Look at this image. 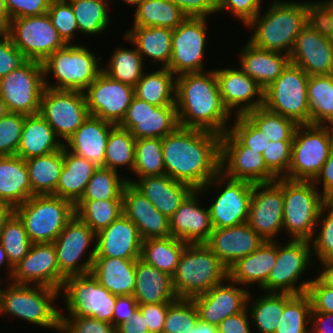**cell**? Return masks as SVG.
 I'll return each mask as SVG.
<instances>
[{"label": "cell", "mask_w": 333, "mask_h": 333, "mask_svg": "<svg viewBox=\"0 0 333 333\" xmlns=\"http://www.w3.org/2000/svg\"><path fill=\"white\" fill-rule=\"evenodd\" d=\"M220 141L217 133L179 126L162 138L165 174L201 189L220 172Z\"/></svg>", "instance_id": "6da1fadb"}, {"label": "cell", "mask_w": 333, "mask_h": 333, "mask_svg": "<svg viewBox=\"0 0 333 333\" xmlns=\"http://www.w3.org/2000/svg\"><path fill=\"white\" fill-rule=\"evenodd\" d=\"M175 106L182 128L201 129L221 136L230 129L228 122L232 115L222 102L214 69L177 76Z\"/></svg>", "instance_id": "7a4b0ae2"}, {"label": "cell", "mask_w": 333, "mask_h": 333, "mask_svg": "<svg viewBox=\"0 0 333 333\" xmlns=\"http://www.w3.org/2000/svg\"><path fill=\"white\" fill-rule=\"evenodd\" d=\"M263 13L260 11L245 26L253 31L248 41L256 48L290 55L307 25L306 1L274 0Z\"/></svg>", "instance_id": "3957f363"}, {"label": "cell", "mask_w": 333, "mask_h": 333, "mask_svg": "<svg viewBox=\"0 0 333 333\" xmlns=\"http://www.w3.org/2000/svg\"><path fill=\"white\" fill-rule=\"evenodd\" d=\"M9 285V286H8ZM0 291V315H11L29 324L59 333L61 310L55 301L60 290L39 285L16 284L9 281Z\"/></svg>", "instance_id": "277c9868"}, {"label": "cell", "mask_w": 333, "mask_h": 333, "mask_svg": "<svg viewBox=\"0 0 333 333\" xmlns=\"http://www.w3.org/2000/svg\"><path fill=\"white\" fill-rule=\"evenodd\" d=\"M86 46L79 43L67 44L42 62L46 88L82 92L88 88L102 72L100 65L103 60ZM52 77L56 83L51 81Z\"/></svg>", "instance_id": "5b68a950"}, {"label": "cell", "mask_w": 333, "mask_h": 333, "mask_svg": "<svg viewBox=\"0 0 333 333\" xmlns=\"http://www.w3.org/2000/svg\"><path fill=\"white\" fill-rule=\"evenodd\" d=\"M228 277V268L204 243H199L185 247L172 282L178 298L191 299L208 292Z\"/></svg>", "instance_id": "8992f818"}, {"label": "cell", "mask_w": 333, "mask_h": 333, "mask_svg": "<svg viewBox=\"0 0 333 333\" xmlns=\"http://www.w3.org/2000/svg\"><path fill=\"white\" fill-rule=\"evenodd\" d=\"M32 244L53 243L75 215V205L61 197L33 195L14 209Z\"/></svg>", "instance_id": "52a82bcc"}, {"label": "cell", "mask_w": 333, "mask_h": 333, "mask_svg": "<svg viewBox=\"0 0 333 333\" xmlns=\"http://www.w3.org/2000/svg\"><path fill=\"white\" fill-rule=\"evenodd\" d=\"M283 230L293 240L310 241L323 207L312 181L283 178Z\"/></svg>", "instance_id": "ba28073f"}, {"label": "cell", "mask_w": 333, "mask_h": 333, "mask_svg": "<svg viewBox=\"0 0 333 333\" xmlns=\"http://www.w3.org/2000/svg\"><path fill=\"white\" fill-rule=\"evenodd\" d=\"M332 146L333 126L298 125L292 142L291 163L284 178L313 181L327 161Z\"/></svg>", "instance_id": "9c48e42d"}, {"label": "cell", "mask_w": 333, "mask_h": 333, "mask_svg": "<svg viewBox=\"0 0 333 333\" xmlns=\"http://www.w3.org/2000/svg\"><path fill=\"white\" fill-rule=\"evenodd\" d=\"M280 242L281 240L277 241V258L273 269L260 289L263 292L304 294L312 278H307L306 281L301 278L305 277L310 265H315L310 241L288 239L286 243Z\"/></svg>", "instance_id": "30bf717a"}, {"label": "cell", "mask_w": 333, "mask_h": 333, "mask_svg": "<svg viewBox=\"0 0 333 333\" xmlns=\"http://www.w3.org/2000/svg\"><path fill=\"white\" fill-rule=\"evenodd\" d=\"M65 311L61 316L95 317L112 324L116 295L111 294L91 274L67 277L60 290ZM67 309V310H66Z\"/></svg>", "instance_id": "8fae6325"}, {"label": "cell", "mask_w": 333, "mask_h": 333, "mask_svg": "<svg viewBox=\"0 0 333 333\" xmlns=\"http://www.w3.org/2000/svg\"><path fill=\"white\" fill-rule=\"evenodd\" d=\"M309 75L300 67L289 64L283 73L263 90V106L298 125L310 124L307 99Z\"/></svg>", "instance_id": "7c38bea8"}, {"label": "cell", "mask_w": 333, "mask_h": 333, "mask_svg": "<svg viewBox=\"0 0 333 333\" xmlns=\"http://www.w3.org/2000/svg\"><path fill=\"white\" fill-rule=\"evenodd\" d=\"M253 185L247 181L228 178L219 172L200 189L203 195L209 190H216V193L219 191L216 198L212 199V204L208 206L213 228L222 229L248 221ZM218 188L220 190H217Z\"/></svg>", "instance_id": "4fadbf2b"}, {"label": "cell", "mask_w": 333, "mask_h": 333, "mask_svg": "<svg viewBox=\"0 0 333 333\" xmlns=\"http://www.w3.org/2000/svg\"><path fill=\"white\" fill-rule=\"evenodd\" d=\"M43 63L27 60L0 79V96L10 112L38 114L45 87Z\"/></svg>", "instance_id": "5bb4252c"}, {"label": "cell", "mask_w": 333, "mask_h": 333, "mask_svg": "<svg viewBox=\"0 0 333 333\" xmlns=\"http://www.w3.org/2000/svg\"><path fill=\"white\" fill-rule=\"evenodd\" d=\"M53 244L58 267L66 278L91 273L96 252V233L76 215L67 223ZM89 247L92 248L90 251Z\"/></svg>", "instance_id": "9a60e30c"}, {"label": "cell", "mask_w": 333, "mask_h": 333, "mask_svg": "<svg viewBox=\"0 0 333 333\" xmlns=\"http://www.w3.org/2000/svg\"><path fill=\"white\" fill-rule=\"evenodd\" d=\"M6 33L27 60L44 62L52 53L67 45L48 14L13 18Z\"/></svg>", "instance_id": "2e32d148"}, {"label": "cell", "mask_w": 333, "mask_h": 333, "mask_svg": "<svg viewBox=\"0 0 333 333\" xmlns=\"http://www.w3.org/2000/svg\"><path fill=\"white\" fill-rule=\"evenodd\" d=\"M39 114L64 144L90 116L85 93L45 88Z\"/></svg>", "instance_id": "e0dca14e"}, {"label": "cell", "mask_w": 333, "mask_h": 333, "mask_svg": "<svg viewBox=\"0 0 333 333\" xmlns=\"http://www.w3.org/2000/svg\"><path fill=\"white\" fill-rule=\"evenodd\" d=\"M207 18L186 17L172 32V52L168 68L176 77L185 73L205 72Z\"/></svg>", "instance_id": "ac0fdd59"}, {"label": "cell", "mask_w": 333, "mask_h": 333, "mask_svg": "<svg viewBox=\"0 0 333 333\" xmlns=\"http://www.w3.org/2000/svg\"><path fill=\"white\" fill-rule=\"evenodd\" d=\"M283 178L253 185L247 223L265 241H278L283 230Z\"/></svg>", "instance_id": "d6986e66"}, {"label": "cell", "mask_w": 333, "mask_h": 333, "mask_svg": "<svg viewBox=\"0 0 333 333\" xmlns=\"http://www.w3.org/2000/svg\"><path fill=\"white\" fill-rule=\"evenodd\" d=\"M220 172L228 178L253 184L277 179L267 168L263 155L245 147L229 130L221 136Z\"/></svg>", "instance_id": "ffe728a7"}, {"label": "cell", "mask_w": 333, "mask_h": 333, "mask_svg": "<svg viewBox=\"0 0 333 333\" xmlns=\"http://www.w3.org/2000/svg\"><path fill=\"white\" fill-rule=\"evenodd\" d=\"M118 126L135 139L163 138L179 127L176 106H156L134 96Z\"/></svg>", "instance_id": "44dd1931"}, {"label": "cell", "mask_w": 333, "mask_h": 333, "mask_svg": "<svg viewBox=\"0 0 333 333\" xmlns=\"http://www.w3.org/2000/svg\"><path fill=\"white\" fill-rule=\"evenodd\" d=\"M89 114L118 125L124 118L134 87L114 80L103 71L84 91Z\"/></svg>", "instance_id": "7402d4cb"}, {"label": "cell", "mask_w": 333, "mask_h": 333, "mask_svg": "<svg viewBox=\"0 0 333 333\" xmlns=\"http://www.w3.org/2000/svg\"><path fill=\"white\" fill-rule=\"evenodd\" d=\"M66 277L57 264L53 243L31 244L27 255L13 268L10 281L16 284L39 285L61 290Z\"/></svg>", "instance_id": "603a6c76"}, {"label": "cell", "mask_w": 333, "mask_h": 333, "mask_svg": "<svg viewBox=\"0 0 333 333\" xmlns=\"http://www.w3.org/2000/svg\"><path fill=\"white\" fill-rule=\"evenodd\" d=\"M240 286L228 277L208 292L191 298L199 319L218 326L225 318L243 311L246 308L249 289Z\"/></svg>", "instance_id": "cb8c5ba5"}, {"label": "cell", "mask_w": 333, "mask_h": 333, "mask_svg": "<svg viewBox=\"0 0 333 333\" xmlns=\"http://www.w3.org/2000/svg\"><path fill=\"white\" fill-rule=\"evenodd\" d=\"M214 70L222 102L232 117L233 112L240 116L263 106V89L250 76L237 67Z\"/></svg>", "instance_id": "d4e9b609"}, {"label": "cell", "mask_w": 333, "mask_h": 333, "mask_svg": "<svg viewBox=\"0 0 333 333\" xmlns=\"http://www.w3.org/2000/svg\"><path fill=\"white\" fill-rule=\"evenodd\" d=\"M200 189H193L169 218L171 236L187 244L205 243L212 232L210 210L202 206Z\"/></svg>", "instance_id": "484cf974"}, {"label": "cell", "mask_w": 333, "mask_h": 333, "mask_svg": "<svg viewBox=\"0 0 333 333\" xmlns=\"http://www.w3.org/2000/svg\"><path fill=\"white\" fill-rule=\"evenodd\" d=\"M265 240L249 224L216 229L204 243L229 269L240 258L256 251Z\"/></svg>", "instance_id": "4316f807"}, {"label": "cell", "mask_w": 333, "mask_h": 333, "mask_svg": "<svg viewBox=\"0 0 333 333\" xmlns=\"http://www.w3.org/2000/svg\"><path fill=\"white\" fill-rule=\"evenodd\" d=\"M291 64L309 76L333 74V45L329 38L306 25L296 38L290 53Z\"/></svg>", "instance_id": "83f0119b"}, {"label": "cell", "mask_w": 333, "mask_h": 333, "mask_svg": "<svg viewBox=\"0 0 333 333\" xmlns=\"http://www.w3.org/2000/svg\"><path fill=\"white\" fill-rule=\"evenodd\" d=\"M122 199L123 214L136 225L143 241L171 236L169 218L131 183L124 186Z\"/></svg>", "instance_id": "f1b7e54d"}, {"label": "cell", "mask_w": 333, "mask_h": 333, "mask_svg": "<svg viewBox=\"0 0 333 333\" xmlns=\"http://www.w3.org/2000/svg\"><path fill=\"white\" fill-rule=\"evenodd\" d=\"M142 242L136 225L121 214L96 234L95 257L138 259Z\"/></svg>", "instance_id": "f546056e"}, {"label": "cell", "mask_w": 333, "mask_h": 333, "mask_svg": "<svg viewBox=\"0 0 333 333\" xmlns=\"http://www.w3.org/2000/svg\"><path fill=\"white\" fill-rule=\"evenodd\" d=\"M116 125L90 115L63 144L70 152L92 162L97 168L105 167V153L110 131Z\"/></svg>", "instance_id": "4dcf8cb0"}, {"label": "cell", "mask_w": 333, "mask_h": 333, "mask_svg": "<svg viewBox=\"0 0 333 333\" xmlns=\"http://www.w3.org/2000/svg\"><path fill=\"white\" fill-rule=\"evenodd\" d=\"M239 70L250 76L265 90L291 63L290 56L280 52L256 48L249 41L240 50Z\"/></svg>", "instance_id": "1f68e13d"}, {"label": "cell", "mask_w": 333, "mask_h": 333, "mask_svg": "<svg viewBox=\"0 0 333 333\" xmlns=\"http://www.w3.org/2000/svg\"><path fill=\"white\" fill-rule=\"evenodd\" d=\"M127 183H131L168 218L177 211L181 202L193 190L189 185L175 181L166 174L141 177L137 180L127 177Z\"/></svg>", "instance_id": "d6a6232c"}, {"label": "cell", "mask_w": 333, "mask_h": 333, "mask_svg": "<svg viewBox=\"0 0 333 333\" xmlns=\"http://www.w3.org/2000/svg\"><path fill=\"white\" fill-rule=\"evenodd\" d=\"M135 278L133 296L138 305L172 303L178 299L172 276L147 264L141 258L136 260Z\"/></svg>", "instance_id": "836d02e7"}, {"label": "cell", "mask_w": 333, "mask_h": 333, "mask_svg": "<svg viewBox=\"0 0 333 333\" xmlns=\"http://www.w3.org/2000/svg\"><path fill=\"white\" fill-rule=\"evenodd\" d=\"M276 258L277 241H265L256 251L240 258L228 269L229 278L241 286L256 284L260 289L267 282Z\"/></svg>", "instance_id": "e575fe53"}, {"label": "cell", "mask_w": 333, "mask_h": 333, "mask_svg": "<svg viewBox=\"0 0 333 333\" xmlns=\"http://www.w3.org/2000/svg\"><path fill=\"white\" fill-rule=\"evenodd\" d=\"M137 259L94 257L91 274L111 294L133 295Z\"/></svg>", "instance_id": "d590c367"}, {"label": "cell", "mask_w": 333, "mask_h": 333, "mask_svg": "<svg viewBox=\"0 0 333 333\" xmlns=\"http://www.w3.org/2000/svg\"><path fill=\"white\" fill-rule=\"evenodd\" d=\"M172 32L173 29L163 27H132L123 36L136 46L144 63L151 58L155 66L166 68L171 60Z\"/></svg>", "instance_id": "8d00e7d4"}, {"label": "cell", "mask_w": 333, "mask_h": 333, "mask_svg": "<svg viewBox=\"0 0 333 333\" xmlns=\"http://www.w3.org/2000/svg\"><path fill=\"white\" fill-rule=\"evenodd\" d=\"M30 197L26 161L17 155L0 156V201L15 209Z\"/></svg>", "instance_id": "74e56055"}, {"label": "cell", "mask_w": 333, "mask_h": 333, "mask_svg": "<svg viewBox=\"0 0 333 333\" xmlns=\"http://www.w3.org/2000/svg\"><path fill=\"white\" fill-rule=\"evenodd\" d=\"M63 147L47 121L38 113L25 115L17 156L24 160L56 152Z\"/></svg>", "instance_id": "f35d334b"}, {"label": "cell", "mask_w": 333, "mask_h": 333, "mask_svg": "<svg viewBox=\"0 0 333 333\" xmlns=\"http://www.w3.org/2000/svg\"><path fill=\"white\" fill-rule=\"evenodd\" d=\"M97 167L64 147V164L56 190L52 195L69 200L74 205L81 199Z\"/></svg>", "instance_id": "ab89813d"}, {"label": "cell", "mask_w": 333, "mask_h": 333, "mask_svg": "<svg viewBox=\"0 0 333 333\" xmlns=\"http://www.w3.org/2000/svg\"><path fill=\"white\" fill-rule=\"evenodd\" d=\"M25 161L29 173L31 197L53 194L64 164V146L56 152Z\"/></svg>", "instance_id": "60d3db41"}, {"label": "cell", "mask_w": 333, "mask_h": 333, "mask_svg": "<svg viewBox=\"0 0 333 333\" xmlns=\"http://www.w3.org/2000/svg\"><path fill=\"white\" fill-rule=\"evenodd\" d=\"M175 79L168 68L144 72L134 86V94L156 106H175Z\"/></svg>", "instance_id": "b9f144b4"}, {"label": "cell", "mask_w": 333, "mask_h": 333, "mask_svg": "<svg viewBox=\"0 0 333 333\" xmlns=\"http://www.w3.org/2000/svg\"><path fill=\"white\" fill-rule=\"evenodd\" d=\"M134 12L132 27L175 29L187 17L169 0H141Z\"/></svg>", "instance_id": "7bdbcfd3"}, {"label": "cell", "mask_w": 333, "mask_h": 333, "mask_svg": "<svg viewBox=\"0 0 333 333\" xmlns=\"http://www.w3.org/2000/svg\"><path fill=\"white\" fill-rule=\"evenodd\" d=\"M251 295L250 291L246 308L252 327H255L256 332L259 333H275L284 311V293L264 292L256 299H253Z\"/></svg>", "instance_id": "ee69618b"}, {"label": "cell", "mask_w": 333, "mask_h": 333, "mask_svg": "<svg viewBox=\"0 0 333 333\" xmlns=\"http://www.w3.org/2000/svg\"><path fill=\"white\" fill-rule=\"evenodd\" d=\"M307 99L310 124L333 126V74L309 76Z\"/></svg>", "instance_id": "f6af8a7d"}, {"label": "cell", "mask_w": 333, "mask_h": 333, "mask_svg": "<svg viewBox=\"0 0 333 333\" xmlns=\"http://www.w3.org/2000/svg\"><path fill=\"white\" fill-rule=\"evenodd\" d=\"M187 245L184 241L172 236L146 239L142 242L140 258L172 276Z\"/></svg>", "instance_id": "bcb514c9"}, {"label": "cell", "mask_w": 333, "mask_h": 333, "mask_svg": "<svg viewBox=\"0 0 333 333\" xmlns=\"http://www.w3.org/2000/svg\"><path fill=\"white\" fill-rule=\"evenodd\" d=\"M144 64L136 46L134 48L119 46L113 51L107 65L102 67V71L110 78L134 87L142 78L145 67L148 68Z\"/></svg>", "instance_id": "7dc6e473"}, {"label": "cell", "mask_w": 333, "mask_h": 333, "mask_svg": "<svg viewBox=\"0 0 333 333\" xmlns=\"http://www.w3.org/2000/svg\"><path fill=\"white\" fill-rule=\"evenodd\" d=\"M80 35H99L110 27V0H69Z\"/></svg>", "instance_id": "c3c4849f"}, {"label": "cell", "mask_w": 333, "mask_h": 333, "mask_svg": "<svg viewBox=\"0 0 333 333\" xmlns=\"http://www.w3.org/2000/svg\"><path fill=\"white\" fill-rule=\"evenodd\" d=\"M311 311V301L306 293H284V311L275 333H308Z\"/></svg>", "instance_id": "681fc988"}, {"label": "cell", "mask_w": 333, "mask_h": 333, "mask_svg": "<svg viewBox=\"0 0 333 333\" xmlns=\"http://www.w3.org/2000/svg\"><path fill=\"white\" fill-rule=\"evenodd\" d=\"M123 214V200H79L75 215L96 234Z\"/></svg>", "instance_id": "f907efd6"}, {"label": "cell", "mask_w": 333, "mask_h": 333, "mask_svg": "<svg viewBox=\"0 0 333 333\" xmlns=\"http://www.w3.org/2000/svg\"><path fill=\"white\" fill-rule=\"evenodd\" d=\"M270 142L293 141L298 124L264 106L244 115Z\"/></svg>", "instance_id": "816d5d0a"}, {"label": "cell", "mask_w": 333, "mask_h": 333, "mask_svg": "<svg viewBox=\"0 0 333 333\" xmlns=\"http://www.w3.org/2000/svg\"><path fill=\"white\" fill-rule=\"evenodd\" d=\"M136 139L129 130L116 125L108 136L105 153V168L118 171L119 168L133 171ZM127 167V168H125Z\"/></svg>", "instance_id": "f5cc1de1"}, {"label": "cell", "mask_w": 333, "mask_h": 333, "mask_svg": "<svg viewBox=\"0 0 333 333\" xmlns=\"http://www.w3.org/2000/svg\"><path fill=\"white\" fill-rule=\"evenodd\" d=\"M105 167L97 168L80 200H123L122 192L127 178L120 173Z\"/></svg>", "instance_id": "db71d44e"}, {"label": "cell", "mask_w": 333, "mask_h": 333, "mask_svg": "<svg viewBox=\"0 0 333 333\" xmlns=\"http://www.w3.org/2000/svg\"><path fill=\"white\" fill-rule=\"evenodd\" d=\"M138 178L165 174L162 138H141L135 142L133 171Z\"/></svg>", "instance_id": "11a10c76"}, {"label": "cell", "mask_w": 333, "mask_h": 333, "mask_svg": "<svg viewBox=\"0 0 333 333\" xmlns=\"http://www.w3.org/2000/svg\"><path fill=\"white\" fill-rule=\"evenodd\" d=\"M0 244L10 264L16 266L28 253L31 241L19 216L13 212L0 230Z\"/></svg>", "instance_id": "9f6ffc18"}, {"label": "cell", "mask_w": 333, "mask_h": 333, "mask_svg": "<svg viewBox=\"0 0 333 333\" xmlns=\"http://www.w3.org/2000/svg\"><path fill=\"white\" fill-rule=\"evenodd\" d=\"M198 319L193 300L178 298L168 306L163 333H187Z\"/></svg>", "instance_id": "6f0895ef"}, {"label": "cell", "mask_w": 333, "mask_h": 333, "mask_svg": "<svg viewBox=\"0 0 333 333\" xmlns=\"http://www.w3.org/2000/svg\"><path fill=\"white\" fill-rule=\"evenodd\" d=\"M310 244L312 256L316 257L313 259L319 262L333 259V213L325 210L323 207L320 211Z\"/></svg>", "instance_id": "680465c9"}, {"label": "cell", "mask_w": 333, "mask_h": 333, "mask_svg": "<svg viewBox=\"0 0 333 333\" xmlns=\"http://www.w3.org/2000/svg\"><path fill=\"white\" fill-rule=\"evenodd\" d=\"M47 14L62 40L66 44H74V38L80 32L70 2L51 0Z\"/></svg>", "instance_id": "91938a15"}, {"label": "cell", "mask_w": 333, "mask_h": 333, "mask_svg": "<svg viewBox=\"0 0 333 333\" xmlns=\"http://www.w3.org/2000/svg\"><path fill=\"white\" fill-rule=\"evenodd\" d=\"M25 115L9 112L0 119V156H13L21 140Z\"/></svg>", "instance_id": "94428289"}, {"label": "cell", "mask_w": 333, "mask_h": 333, "mask_svg": "<svg viewBox=\"0 0 333 333\" xmlns=\"http://www.w3.org/2000/svg\"><path fill=\"white\" fill-rule=\"evenodd\" d=\"M306 23L330 39L333 31V0L306 1Z\"/></svg>", "instance_id": "6125c7cd"}, {"label": "cell", "mask_w": 333, "mask_h": 333, "mask_svg": "<svg viewBox=\"0 0 333 333\" xmlns=\"http://www.w3.org/2000/svg\"><path fill=\"white\" fill-rule=\"evenodd\" d=\"M229 131L247 148L263 154L270 141L244 115L235 116Z\"/></svg>", "instance_id": "be15d7a7"}, {"label": "cell", "mask_w": 333, "mask_h": 333, "mask_svg": "<svg viewBox=\"0 0 333 333\" xmlns=\"http://www.w3.org/2000/svg\"><path fill=\"white\" fill-rule=\"evenodd\" d=\"M292 142H270L262 154L267 168L277 178H284L288 174L291 163Z\"/></svg>", "instance_id": "e7e4bbea"}, {"label": "cell", "mask_w": 333, "mask_h": 333, "mask_svg": "<svg viewBox=\"0 0 333 333\" xmlns=\"http://www.w3.org/2000/svg\"><path fill=\"white\" fill-rule=\"evenodd\" d=\"M59 333H116V328L95 317L60 316Z\"/></svg>", "instance_id": "03108f58"}, {"label": "cell", "mask_w": 333, "mask_h": 333, "mask_svg": "<svg viewBox=\"0 0 333 333\" xmlns=\"http://www.w3.org/2000/svg\"><path fill=\"white\" fill-rule=\"evenodd\" d=\"M263 0H216V14L229 11L244 27L261 11Z\"/></svg>", "instance_id": "003e7915"}, {"label": "cell", "mask_w": 333, "mask_h": 333, "mask_svg": "<svg viewBox=\"0 0 333 333\" xmlns=\"http://www.w3.org/2000/svg\"><path fill=\"white\" fill-rule=\"evenodd\" d=\"M26 61L23 53L12 43L10 36L6 32L0 33V79Z\"/></svg>", "instance_id": "a7ac6f4b"}, {"label": "cell", "mask_w": 333, "mask_h": 333, "mask_svg": "<svg viewBox=\"0 0 333 333\" xmlns=\"http://www.w3.org/2000/svg\"><path fill=\"white\" fill-rule=\"evenodd\" d=\"M306 294L311 301V312L333 313V288L315 277L308 285Z\"/></svg>", "instance_id": "89a4df30"}, {"label": "cell", "mask_w": 333, "mask_h": 333, "mask_svg": "<svg viewBox=\"0 0 333 333\" xmlns=\"http://www.w3.org/2000/svg\"><path fill=\"white\" fill-rule=\"evenodd\" d=\"M51 0H5L10 20L47 14Z\"/></svg>", "instance_id": "2644e50d"}, {"label": "cell", "mask_w": 333, "mask_h": 333, "mask_svg": "<svg viewBox=\"0 0 333 333\" xmlns=\"http://www.w3.org/2000/svg\"><path fill=\"white\" fill-rule=\"evenodd\" d=\"M171 303L139 305L150 333H163L168 306Z\"/></svg>", "instance_id": "8c879c8a"}, {"label": "cell", "mask_w": 333, "mask_h": 333, "mask_svg": "<svg viewBox=\"0 0 333 333\" xmlns=\"http://www.w3.org/2000/svg\"><path fill=\"white\" fill-rule=\"evenodd\" d=\"M187 17H205L216 14V0H169Z\"/></svg>", "instance_id": "753ad0ef"}, {"label": "cell", "mask_w": 333, "mask_h": 333, "mask_svg": "<svg viewBox=\"0 0 333 333\" xmlns=\"http://www.w3.org/2000/svg\"><path fill=\"white\" fill-rule=\"evenodd\" d=\"M251 319L247 308L225 318L218 326V333H252Z\"/></svg>", "instance_id": "34e18365"}, {"label": "cell", "mask_w": 333, "mask_h": 333, "mask_svg": "<svg viewBox=\"0 0 333 333\" xmlns=\"http://www.w3.org/2000/svg\"><path fill=\"white\" fill-rule=\"evenodd\" d=\"M139 309L137 300L133 295H121L116 297L112 324L117 328L126 322Z\"/></svg>", "instance_id": "11e5206c"}, {"label": "cell", "mask_w": 333, "mask_h": 333, "mask_svg": "<svg viewBox=\"0 0 333 333\" xmlns=\"http://www.w3.org/2000/svg\"><path fill=\"white\" fill-rule=\"evenodd\" d=\"M312 182L321 194L333 188V146L327 161L323 164L320 173ZM318 186L320 187L318 188ZM321 186L322 189H320Z\"/></svg>", "instance_id": "2a66077c"}, {"label": "cell", "mask_w": 333, "mask_h": 333, "mask_svg": "<svg viewBox=\"0 0 333 333\" xmlns=\"http://www.w3.org/2000/svg\"><path fill=\"white\" fill-rule=\"evenodd\" d=\"M116 333H150L142 312L138 309L128 320L116 328Z\"/></svg>", "instance_id": "b9fcfbb0"}, {"label": "cell", "mask_w": 333, "mask_h": 333, "mask_svg": "<svg viewBox=\"0 0 333 333\" xmlns=\"http://www.w3.org/2000/svg\"><path fill=\"white\" fill-rule=\"evenodd\" d=\"M310 326L314 333H333V313L311 312Z\"/></svg>", "instance_id": "09005b40"}, {"label": "cell", "mask_w": 333, "mask_h": 333, "mask_svg": "<svg viewBox=\"0 0 333 333\" xmlns=\"http://www.w3.org/2000/svg\"><path fill=\"white\" fill-rule=\"evenodd\" d=\"M322 271L316 276L324 285L333 288V259L320 261Z\"/></svg>", "instance_id": "979ff035"}, {"label": "cell", "mask_w": 333, "mask_h": 333, "mask_svg": "<svg viewBox=\"0 0 333 333\" xmlns=\"http://www.w3.org/2000/svg\"><path fill=\"white\" fill-rule=\"evenodd\" d=\"M187 333H218V328L200 319Z\"/></svg>", "instance_id": "deb4b68c"}, {"label": "cell", "mask_w": 333, "mask_h": 333, "mask_svg": "<svg viewBox=\"0 0 333 333\" xmlns=\"http://www.w3.org/2000/svg\"><path fill=\"white\" fill-rule=\"evenodd\" d=\"M10 18L5 6V0H0V33L6 32Z\"/></svg>", "instance_id": "67dfc351"}, {"label": "cell", "mask_w": 333, "mask_h": 333, "mask_svg": "<svg viewBox=\"0 0 333 333\" xmlns=\"http://www.w3.org/2000/svg\"><path fill=\"white\" fill-rule=\"evenodd\" d=\"M13 212L14 209L11 206L0 201V230Z\"/></svg>", "instance_id": "b62a3aed"}, {"label": "cell", "mask_w": 333, "mask_h": 333, "mask_svg": "<svg viewBox=\"0 0 333 333\" xmlns=\"http://www.w3.org/2000/svg\"><path fill=\"white\" fill-rule=\"evenodd\" d=\"M323 208L333 213V188L322 194Z\"/></svg>", "instance_id": "603ad722"}, {"label": "cell", "mask_w": 333, "mask_h": 333, "mask_svg": "<svg viewBox=\"0 0 333 333\" xmlns=\"http://www.w3.org/2000/svg\"><path fill=\"white\" fill-rule=\"evenodd\" d=\"M7 266V273H8V280L10 279L12 272H13V266L10 264V261L7 257L6 251L3 249V246L0 244V267L1 266ZM1 271V270H0Z\"/></svg>", "instance_id": "5803f987"}]
</instances>
